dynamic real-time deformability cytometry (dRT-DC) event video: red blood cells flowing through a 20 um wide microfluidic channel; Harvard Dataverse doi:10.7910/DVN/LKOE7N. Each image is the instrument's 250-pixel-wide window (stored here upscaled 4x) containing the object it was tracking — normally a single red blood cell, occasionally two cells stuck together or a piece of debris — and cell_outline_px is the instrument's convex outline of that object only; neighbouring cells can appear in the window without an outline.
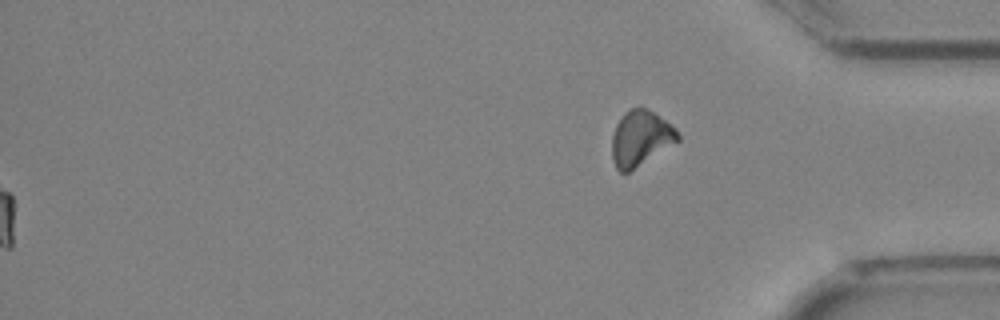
{"species": "Egyptian fruit bat (a non-hibernating species)", "species_latin": "Rousettus aegyptiacus", "temperature_condition": "cold", "stored_images_in_passage": 48, "segment_of_instrument_passage": [2, 2], "camera_frame_rate_fps": 3000, "um_per_image_px": 0.085, "animal": {"sex": "female"}, "frame": {"image": 1, "passage_image": 48, "time_ms": 15.667, "image_size_px": [1000, 320], "cell_outline_px": [[680, 140], [628, 172], [620, 172], [616, 168], [612, 156], [612, 136], [616, 124], [624, 112], [640, 104], [676, 128], [680, 136]], "centroid_in_image_um": [54.43, 11.72], "position_along_channel_um": 380.8, "area_um2": 21.1}}